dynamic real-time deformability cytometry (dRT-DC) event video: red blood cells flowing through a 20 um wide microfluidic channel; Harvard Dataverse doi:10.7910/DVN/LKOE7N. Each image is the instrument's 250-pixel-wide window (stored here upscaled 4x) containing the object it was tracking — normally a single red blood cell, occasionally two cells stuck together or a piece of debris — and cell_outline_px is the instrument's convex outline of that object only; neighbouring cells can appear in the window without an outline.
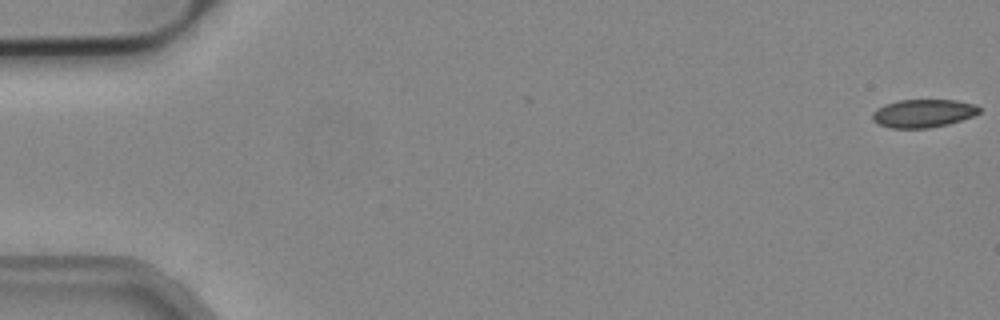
{"species": "common noctule bat (a hibernating species)", "species_latin": "Nyctalus noctula", "temperature_condition": "cold", "stored_images_in_passage": 5, "camera_frame_rate_fps": 3000, "um_per_image_px": 0.085, "animal": {"sex": "male", "body_mass_g": 19.2, "forearm_length_mm": 51.8}, "frame": {"image": 1, "passage_image": 1, "time_ms": 0.0, "image_size_px": [1000, 320], "cell_outline_px": [[980, 112], [972, 116], [948, 124], [928, 128], [888, 128], [872, 120], [872, 112], [884, 104], [900, 100], [956, 100], [976, 104], [980, 108]], "centroid_in_image_um": [78.46, 9.63], "position_along_channel_um": 6.5, "area_um2": 17.51}}